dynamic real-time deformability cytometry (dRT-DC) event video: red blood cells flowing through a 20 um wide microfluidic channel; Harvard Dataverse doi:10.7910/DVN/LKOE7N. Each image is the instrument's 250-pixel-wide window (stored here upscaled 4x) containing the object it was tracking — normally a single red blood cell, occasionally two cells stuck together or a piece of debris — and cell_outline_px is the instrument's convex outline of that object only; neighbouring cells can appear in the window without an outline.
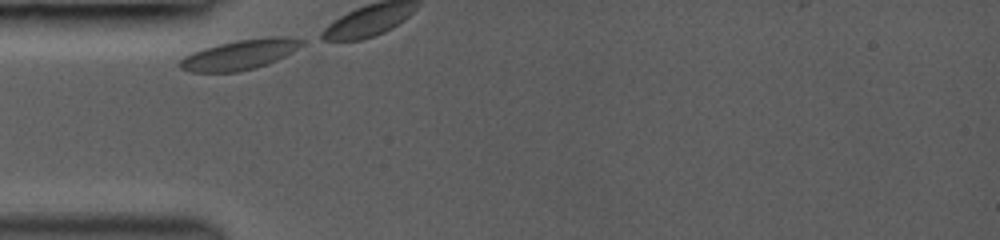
{"species": "common noctule bat (a hibernating species)", "species_latin": "Nyctalus noctula", "temperature_condition": "room temperature", "stored_images_in_passage": 2, "camera_frame_rate_fps": 3000, "um_per_image_px": 0.085, "animal": {"sex": "female", "body_mass_g": 19.0, "forearm_length_mm": 53.3}, "frame": {"image": 1, "passage_image": 1, "time_ms": 0.0, "image_size_px": [1000, 240], "cell_outline_px": [[304, 44], [292, 52], [268, 64], [256, 68], [240, 72], [192, 72], [180, 68], [176, 64], [184, 56], [192, 52], [204, 48], [236, 40], [268, 36], [288, 36], [304, 40]], "centroid_in_image_um": [20.39, 4.64], "position_along_channel_um": 64.6, "area_um2": 21.5}}